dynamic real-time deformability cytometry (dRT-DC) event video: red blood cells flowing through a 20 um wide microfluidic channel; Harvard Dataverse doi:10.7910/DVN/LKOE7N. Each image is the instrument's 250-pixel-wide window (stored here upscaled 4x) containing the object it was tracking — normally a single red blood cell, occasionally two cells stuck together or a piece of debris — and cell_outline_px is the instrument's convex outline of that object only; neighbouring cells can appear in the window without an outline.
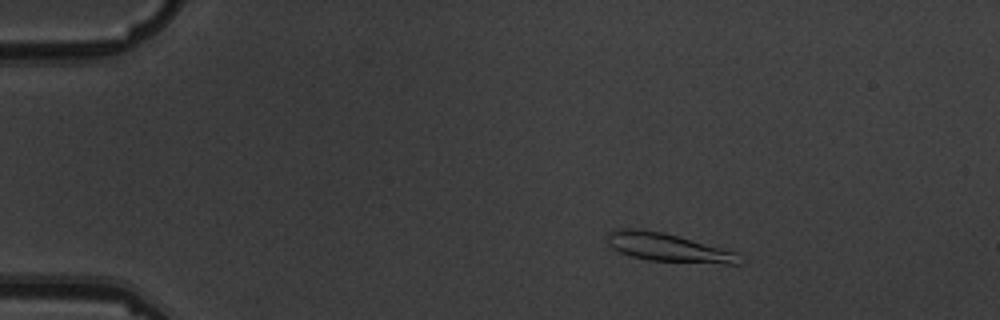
{"species": "common noctule bat (a hibernating species)", "species_latin": "Nyctalus noctula", "temperature_condition": "warm", "stored_images_in_passage": 15, "camera_frame_rate_fps": 3000, "um_per_image_px": 0.085, "animal": {"sex": "male", "body_mass_g": 19.5, "forearm_length_mm": 54.6}, "frame": {"image": 1, "passage_image": 3, "time_ms": 2.333, "image_size_px": [1000, 320], "cell_outline_px": [[744, 260], [740, 264], [724, 264], [648, 260], [632, 256], [620, 252], [612, 248], [608, 244], [608, 232], [620, 228], [640, 228], [664, 232], [736, 252]], "centroid_in_image_um": [56.79, 21.03], "position_along_channel_um": 28.2, "area_um2": 21.91}}
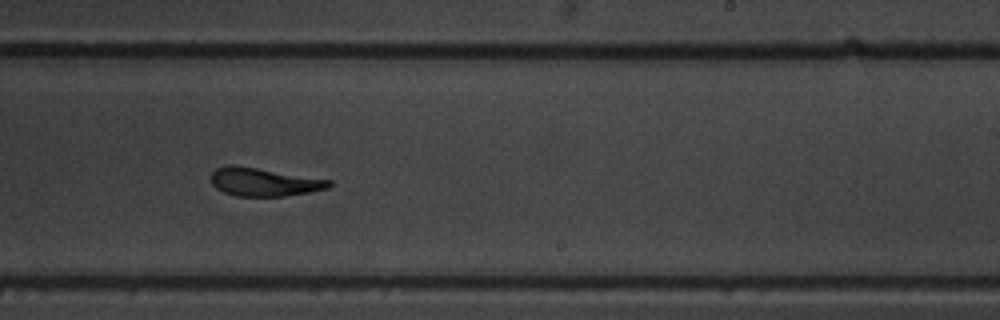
{"frame": {"image": 2, "passage_image": 10, "time_ms": 11.0, "image_size_px": [1000, 320], "cell_outline_px": [[332, 184], [328, 188], [308, 192], [284, 196], [236, 196], [224, 192], [216, 188], [212, 184], [212, 172], [216, 168], [228, 164], [232, 164], [332, 180]], "centroid_in_image_um": [22.42, 15.46], "position_along_channel_um": 266.6, "area_um2": 19.31}}
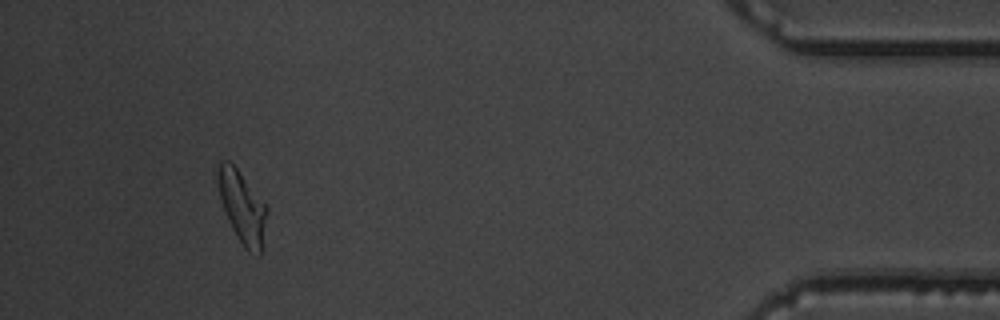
{"frame": {"image": 3, "passage_image": 14, "time_ms": 16.667, "image_size_px": [1000, 320], "cell_outline_px": [[268, 212], [264, 248], [260, 256], [256, 256], [248, 252], [244, 248], [236, 236], [228, 220], [220, 196], [216, 176], [216, 160], [228, 160], [236, 168], [268, 208]], "centroid_in_image_um": [20.61, 17.65], "position_along_channel_um": 414.6, "area_um2": 20.98}, "authors_computed_cell_mechanics": {"area_um2": 20.808, "velocity_mm_per_s": 3.6084, "shape_relaxation_time_tau1_ms": 3.2749, "shape_relaxation_time_tau2_ms": 1.0122, "deformation_change_tau1": 0.1298, "deformation_change_tau2": 0.0697}}